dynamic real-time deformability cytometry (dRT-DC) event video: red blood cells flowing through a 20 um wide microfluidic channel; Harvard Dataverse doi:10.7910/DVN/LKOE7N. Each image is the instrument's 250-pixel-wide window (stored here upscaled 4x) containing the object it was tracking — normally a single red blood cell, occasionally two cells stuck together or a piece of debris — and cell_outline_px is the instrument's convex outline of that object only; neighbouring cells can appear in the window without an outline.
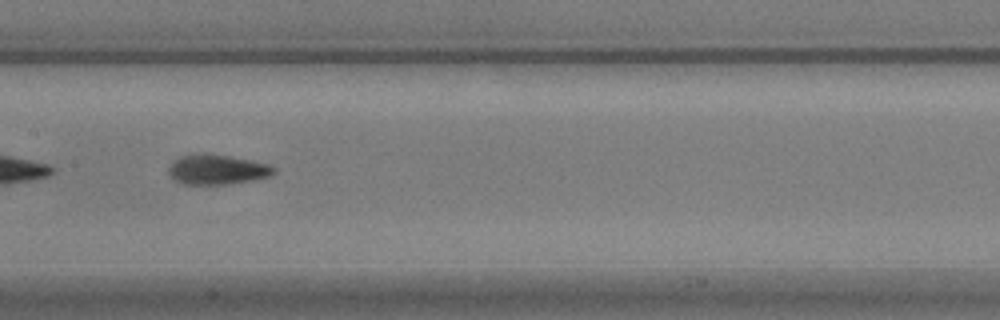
{"species": "common noctule bat (a hibernating species)", "species_latin": "Nyctalus noctula", "temperature_condition": "warm", "stored_images_in_passage": 51, "segment_of_instrument_passage": [2, 2], "camera_frame_rate_fps": 3000, "um_per_image_px": 0.085, "animal": {"sex": "male", "body_mass_g": 17.9}, "frame": {"image": 1, "passage_image": 23, "time_ms": 7.333, "image_size_px": [1000, 320], "cell_outline_px": [[276, 172], [268, 176], [252, 180], [224, 184], [184, 184], [176, 180], [168, 172], [168, 168], [180, 156], [228, 156], [252, 160], [268, 164], [276, 168]], "centroid_in_image_um": [18.51, 14.44], "position_along_channel_um": 188.9, "area_um2": 17.46}}
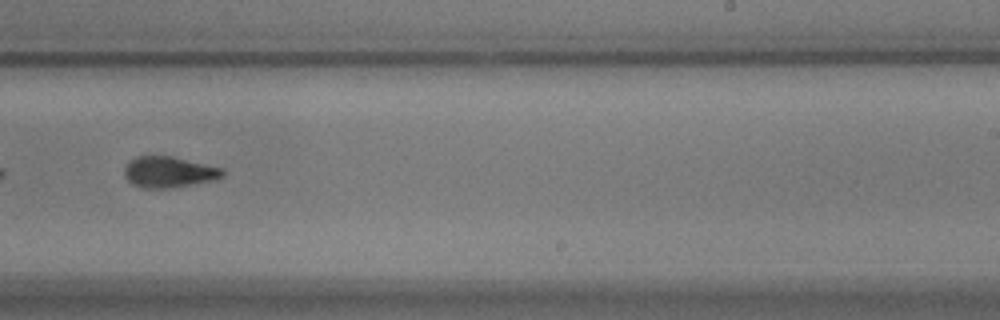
{"frame": {"image": 2, "passage_image": 30, "time_ms": 9.667, "image_size_px": [1000, 320], "cell_outline_px": [[224, 176], [212, 180], [168, 188], [144, 188], [132, 184], [124, 176], [124, 168], [128, 160], [136, 156], [172, 156], [224, 168]], "centroid_in_image_um": [14.32, 14.61], "position_along_channel_um": 274.7, "area_um2": 17.74}}
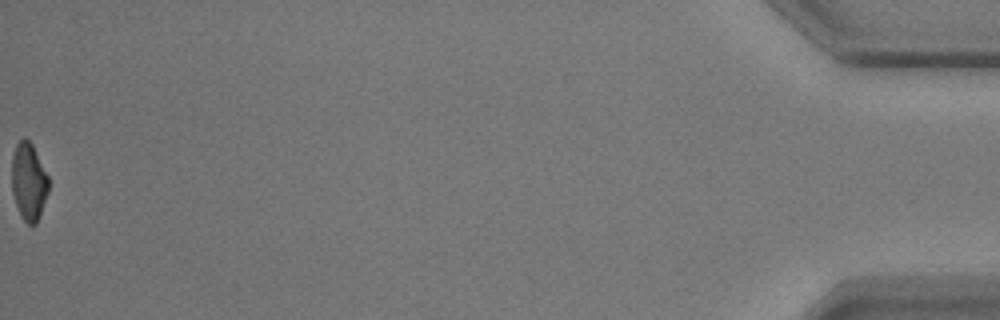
{"frame": {"image": 3, "passage_image": 51, "time_ms": 16.667, "image_size_px": [1000, 320], "cell_outline_px": [[48, 192], [36, 224], [28, 224], [24, 220], [16, 204], [12, 192], [12, 156], [16, 144], [24, 136], [32, 144], [48, 176]], "centroid_in_image_um": [2.43, 15.4], "position_along_channel_um": 432.8, "area_um2": 16.36}}